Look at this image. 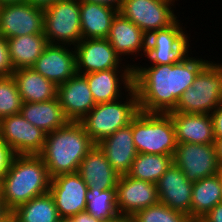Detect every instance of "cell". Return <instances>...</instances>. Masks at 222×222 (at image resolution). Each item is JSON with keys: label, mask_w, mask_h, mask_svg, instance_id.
Listing matches in <instances>:
<instances>
[{"label": "cell", "mask_w": 222, "mask_h": 222, "mask_svg": "<svg viewBox=\"0 0 222 222\" xmlns=\"http://www.w3.org/2000/svg\"><path fill=\"white\" fill-rule=\"evenodd\" d=\"M173 162L191 182L218 174L222 169L216 157L214 143H177Z\"/></svg>", "instance_id": "cell-10"}, {"label": "cell", "mask_w": 222, "mask_h": 222, "mask_svg": "<svg viewBox=\"0 0 222 222\" xmlns=\"http://www.w3.org/2000/svg\"><path fill=\"white\" fill-rule=\"evenodd\" d=\"M210 115L213 122L214 139L222 138V104H219Z\"/></svg>", "instance_id": "cell-36"}, {"label": "cell", "mask_w": 222, "mask_h": 222, "mask_svg": "<svg viewBox=\"0 0 222 222\" xmlns=\"http://www.w3.org/2000/svg\"><path fill=\"white\" fill-rule=\"evenodd\" d=\"M194 182L189 181L173 162L157 181L158 200L167 207L182 212L191 218V199Z\"/></svg>", "instance_id": "cell-18"}, {"label": "cell", "mask_w": 222, "mask_h": 222, "mask_svg": "<svg viewBox=\"0 0 222 222\" xmlns=\"http://www.w3.org/2000/svg\"><path fill=\"white\" fill-rule=\"evenodd\" d=\"M173 163V156L138 153L128 176L156 184Z\"/></svg>", "instance_id": "cell-30"}, {"label": "cell", "mask_w": 222, "mask_h": 222, "mask_svg": "<svg viewBox=\"0 0 222 222\" xmlns=\"http://www.w3.org/2000/svg\"><path fill=\"white\" fill-rule=\"evenodd\" d=\"M132 135L137 153L175 154L176 134L168 114L140 111L132 120Z\"/></svg>", "instance_id": "cell-5"}, {"label": "cell", "mask_w": 222, "mask_h": 222, "mask_svg": "<svg viewBox=\"0 0 222 222\" xmlns=\"http://www.w3.org/2000/svg\"><path fill=\"white\" fill-rule=\"evenodd\" d=\"M107 39L122 59L125 55H136L137 59L138 55L144 57L146 54L147 35L119 12L113 19Z\"/></svg>", "instance_id": "cell-20"}, {"label": "cell", "mask_w": 222, "mask_h": 222, "mask_svg": "<svg viewBox=\"0 0 222 222\" xmlns=\"http://www.w3.org/2000/svg\"><path fill=\"white\" fill-rule=\"evenodd\" d=\"M221 93L222 63L209 60L191 87L182 93L172 112L211 114L221 104Z\"/></svg>", "instance_id": "cell-6"}, {"label": "cell", "mask_w": 222, "mask_h": 222, "mask_svg": "<svg viewBox=\"0 0 222 222\" xmlns=\"http://www.w3.org/2000/svg\"><path fill=\"white\" fill-rule=\"evenodd\" d=\"M44 35L49 44L75 47L82 39L79 0H58L44 8Z\"/></svg>", "instance_id": "cell-7"}, {"label": "cell", "mask_w": 222, "mask_h": 222, "mask_svg": "<svg viewBox=\"0 0 222 222\" xmlns=\"http://www.w3.org/2000/svg\"><path fill=\"white\" fill-rule=\"evenodd\" d=\"M97 145L105 153L107 160L119 175L127 174L138 154L133 141L132 121L128 126L118 129Z\"/></svg>", "instance_id": "cell-23"}, {"label": "cell", "mask_w": 222, "mask_h": 222, "mask_svg": "<svg viewBox=\"0 0 222 222\" xmlns=\"http://www.w3.org/2000/svg\"><path fill=\"white\" fill-rule=\"evenodd\" d=\"M175 1L123 0L119 13L148 36L153 31L169 27L178 19L173 10Z\"/></svg>", "instance_id": "cell-9"}, {"label": "cell", "mask_w": 222, "mask_h": 222, "mask_svg": "<svg viewBox=\"0 0 222 222\" xmlns=\"http://www.w3.org/2000/svg\"><path fill=\"white\" fill-rule=\"evenodd\" d=\"M74 49L76 71L81 75L124 66L133 67L131 63H121L123 59L115 52L107 38L81 39Z\"/></svg>", "instance_id": "cell-14"}, {"label": "cell", "mask_w": 222, "mask_h": 222, "mask_svg": "<svg viewBox=\"0 0 222 222\" xmlns=\"http://www.w3.org/2000/svg\"><path fill=\"white\" fill-rule=\"evenodd\" d=\"M13 71L7 39L0 36V77L11 76Z\"/></svg>", "instance_id": "cell-34"}, {"label": "cell", "mask_w": 222, "mask_h": 222, "mask_svg": "<svg viewBox=\"0 0 222 222\" xmlns=\"http://www.w3.org/2000/svg\"><path fill=\"white\" fill-rule=\"evenodd\" d=\"M14 70L32 67L49 44L44 34H30L7 39Z\"/></svg>", "instance_id": "cell-27"}, {"label": "cell", "mask_w": 222, "mask_h": 222, "mask_svg": "<svg viewBox=\"0 0 222 222\" xmlns=\"http://www.w3.org/2000/svg\"><path fill=\"white\" fill-rule=\"evenodd\" d=\"M44 9L30 3L0 6V36L5 39L44 34Z\"/></svg>", "instance_id": "cell-13"}, {"label": "cell", "mask_w": 222, "mask_h": 222, "mask_svg": "<svg viewBox=\"0 0 222 222\" xmlns=\"http://www.w3.org/2000/svg\"><path fill=\"white\" fill-rule=\"evenodd\" d=\"M0 138L15 155H38L42 151L46 133L18 113L0 120Z\"/></svg>", "instance_id": "cell-12"}, {"label": "cell", "mask_w": 222, "mask_h": 222, "mask_svg": "<svg viewBox=\"0 0 222 222\" xmlns=\"http://www.w3.org/2000/svg\"><path fill=\"white\" fill-rule=\"evenodd\" d=\"M22 2H26V0H0V6L6 4L22 3Z\"/></svg>", "instance_id": "cell-44"}, {"label": "cell", "mask_w": 222, "mask_h": 222, "mask_svg": "<svg viewBox=\"0 0 222 222\" xmlns=\"http://www.w3.org/2000/svg\"><path fill=\"white\" fill-rule=\"evenodd\" d=\"M89 187L76 173L60 174L50 180L49 193L62 220L86 210Z\"/></svg>", "instance_id": "cell-11"}, {"label": "cell", "mask_w": 222, "mask_h": 222, "mask_svg": "<svg viewBox=\"0 0 222 222\" xmlns=\"http://www.w3.org/2000/svg\"><path fill=\"white\" fill-rule=\"evenodd\" d=\"M22 103L15 78L0 77V120L20 113Z\"/></svg>", "instance_id": "cell-32"}, {"label": "cell", "mask_w": 222, "mask_h": 222, "mask_svg": "<svg viewBox=\"0 0 222 222\" xmlns=\"http://www.w3.org/2000/svg\"><path fill=\"white\" fill-rule=\"evenodd\" d=\"M200 222H222V202L217 204L209 212H207L202 218L199 219Z\"/></svg>", "instance_id": "cell-37"}, {"label": "cell", "mask_w": 222, "mask_h": 222, "mask_svg": "<svg viewBox=\"0 0 222 222\" xmlns=\"http://www.w3.org/2000/svg\"><path fill=\"white\" fill-rule=\"evenodd\" d=\"M63 222H103L99 219H96L93 215L88 213L86 210L81 211L79 214L69 218L62 220Z\"/></svg>", "instance_id": "cell-38"}, {"label": "cell", "mask_w": 222, "mask_h": 222, "mask_svg": "<svg viewBox=\"0 0 222 222\" xmlns=\"http://www.w3.org/2000/svg\"><path fill=\"white\" fill-rule=\"evenodd\" d=\"M16 222H61L53 197L49 192L34 197L12 211Z\"/></svg>", "instance_id": "cell-29"}, {"label": "cell", "mask_w": 222, "mask_h": 222, "mask_svg": "<svg viewBox=\"0 0 222 222\" xmlns=\"http://www.w3.org/2000/svg\"><path fill=\"white\" fill-rule=\"evenodd\" d=\"M86 211L103 222L117 216L116 189L89 188Z\"/></svg>", "instance_id": "cell-31"}, {"label": "cell", "mask_w": 222, "mask_h": 222, "mask_svg": "<svg viewBox=\"0 0 222 222\" xmlns=\"http://www.w3.org/2000/svg\"><path fill=\"white\" fill-rule=\"evenodd\" d=\"M14 156L12 149L0 138V179L9 169Z\"/></svg>", "instance_id": "cell-35"}, {"label": "cell", "mask_w": 222, "mask_h": 222, "mask_svg": "<svg viewBox=\"0 0 222 222\" xmlns=\"http://www.w3.org/2000/svg\"><path fill=\"white\" fill-rule=\"evenodd\" d=\"M222 202L220 172L194 182L191 199V219L195 222Z\"/></svg>", "instance_id": "cell-28"}, {"label": "cell", "mask_w": 222, "mask_h": 222, "mask_svg": "<svg viewBox=\"0 0 222 222\" xmlns=\"http://www.w3.org/2000/svg\"><path fill=\"white\" fill-rule=\"evenodd\" d=\"M50 180L39 155H15L0 179V196L12 212L34 197L49 192Z\"/></svg>", "instance_id": "cell-2"}, {"label": "cell", "mask_w": 222, "mask_h": 222, "mask_svg": "<svg viewBox=\"0 0 222 222\" xmlns=\"http://www.w3.org/2000/svg\"><path fill=\"white\" fill-rule=\"evenodd\" d=\"M181 25L177 19L169 27L151 32L147 36L145 60L157 65L174 64L190 55V37Z\"/></svg>", "instance_id": "cell-8"}, {"label": "cell", "mask_w": 222, "mask_h": 222, "mask_svg": "<svg viewBox=\"0 0 222 222\" xmlns=\"http://www.w3.org/2000/svg\"><path fill=\"white\" fill-rule=\"evenodd\" d=\"M209 61L189 55L179 63L133 64V88L140 111L145 113L172 112L182 93L191 87L199 71ZM148 66V67H147Z\"/></svg>", "instance_id": "cell-1"}, {"label": "cell", "mask_w": 222, "mask_h": 222, "mask_svg": "<svg viewBox=\"0 0 222 222\" xmlns=\"http://www.w3.org/2000/svg\"><path fill=\"white\" fill-rule=\"evenodd\" d=\"M69 47L48 44L32 68L56 86L65 83L77 73L75 49Z\"/></svg>", "instance_id": "cell-17"}, {"label": "cell", "mask_w": 222, "mask_h": 222, "mask_svg": "<svg viewBox=\"0 0 222 222\" xmlns=\"http://www.w3.org/2000/svg\"><path fill=\"white\" fill-rule=\"evenodd\" d=\"M95 144L80 122L67 125L46 134L42 151L50 178L60 174L76 173L81 161Z\"/></svg>", "instance_id": "cell-3"}, {"label": "cell", "mask_w": 222, "mask_h": 222, "mask_svg": "<svg viewBox=\"0 0 222 222\" xmlns=\"http://www.w3.org/2000/svg\"><path fill=\"white\" fill-rule=\"evenodd\" d=\"M20 113L27 121L46 134L70 122L64 114L58 97L45 102L22 103Z\"/></svg>", "instance_id": "cell-24"}, {"label": "cell", "mask_w": 222, "mask_h": 222, "mask_svg": "<svg viewBox=\"0 0 222 222\" xmlns=\"http://www.w3.org/2000/svg\"><path fill=\"white\" fill-rule=\"evenodd\" d=\"M123 98L98 103L79 122L83 125L92 142L97 145L106 137L111 136L118 129L128 126L140 112L138 97L134 88Z\"/></svg>", "instance_id": "cell-4"}, {"label": "cell", "mask_w": 222, "mask_h": 222, "mask_svg": "<svg viewBox=\"0 0 222 222\" xmlns=\"http://www.w3.org/2000/svg\"><path fill=\"white\" fill-rule=\"evenodd\" d=\"M220 184H221V191H222V169L220 170Z\"/></svg>", "instance_id": "cell-46"}, {"label": "cell", "mask_w": 222, "mask_h": 222, "mask_svg": "<svg viewBox=\"0 0 222 222\" xmlns=\"http://www.w3.org/2000/svg\"><path fill=\"white\" fill-rule=\"evenodd\" d=\"M104 222H136V221L134 216L118 214L114 218L106 220Z\"/></svg>", "instance_id": "cell-43"}, {"label": "cell", "mask_w": 222, "mask_h": 222, "mask_svg": "<svg viewBox=\"0 0 222 222\" xmlns=\"http://www.w3.org/2000/svg\"><path fill=\"white\" fill-rule=\"evenodd\" d=\"M56 1H58V0H26L27 3H30L36 7H41L43 9L52 5Z\"/></svg>", "instance_id": "cell-41"}, {"label": "cell", "mask_w": 222, "mask_h": 222, "mask_svg": "<svg viewBox=\"0 0 222 222\" xmlns=\"http://www.w3.org/2000/svg\"><path fill=\"white\" fill-rule=\"evenodd\" d=\"M118 12L104 4L80 1L82 39L107 38Z\"/></svg>", "instance_id": "cell-25"}, {"label": "cell", "mask_w": 222, "mask_h": 222, "mask_svg": "<svg viewBox=\"0 0 222 222\" xmlns=\"http://www.w3.org/2000/svg\"><path fill=\"white\" fill-rule=\"evenodd\" d=\"M159 202L156 184L120 175L116 185L117 211L121 215L134 216L141 209Z\"/></svg>", "instance_id": "cell-15"}, {"label": "cell", "mask_w": 222, "mask_h": 222, "mask_svg": "<svg viewBox=\"0 0 222 222\" xmlns=\"http://www.w3.org/2000/svg\"><path fill=\"white\" fill-rule=\"evenodd\" d=\"M214 147L218 163L222 167V138H217L214 140Z\"/></svg>", "instance_id": "cell-42"}, {"label": "cell", "mask_w": 222, "mask_h": 222, "mask_svg": "<svg viewBox=\"0 0 222 222\" xmlns=\"http://www.w3.org/2000/svg\"><path fill=\"white\" fill-rule=\"evenodd\" d=\"M174 124L177 143H214L213 122L210 114L167 113Z\"/></svg>", "instance_id": "cell-22"}, {"label": "cell", "mask_w": 222, "mask_h": 222, "mask_svg": "<svg viewBox=\"0 0 222 222\" xmlns=\"http://www.w3.org/2000/svg\"><path fill=\"white\" fill-rule=\"evenodd\" d=\"M57 97L69 121L79 122L96 106L87 79L78 73L57 86Z\"/></svg>", "instance_id": "cell-19"}, {"label": "cell", "mask_w": 222, "mask_h": 222, "mask_svg": "<svg viewBox=\"0 0 222 222\" xmlns=\"http://www.w3.org/2000/svg\"><path fill=\"white\" fill-rule=\"evenodd\" d=\"M11 215L12 212L7 208L0 196V222H5Z\"/></svg>", "instance_id": "cell-40"}, {"label": "cell", "mask_w": 222, "mask_h": 222, "mask_svg": "<svg viewBox=\"0 0 222 222\" xmlns=\"http://www.w3.org/2000/svg\"><path fill=\"white\" fill-rule=\"evenodd\" d=\"M12 76L23 103L45 102L57 97V86L32 67L16 69Z\"/></svg>", "instance_id": "cell-26"}, {"label": "cell", "mask_w": 222, "mask_h": 222, "mask_svg": "<svg viewBox=\"0 0 222 222\" xmlns=\"http://www.w3.org/2000/svg\"><path fill=\"white\" fill-rule=\"evenodd\" d=\"M77 173L89 188L101 190L116 189L120 177L98 145H94L86 154Z\"/></svg>", "instance_id": "cell-21"}, {"label": "cell", "mask_w": 222, "mask_h": 222, "mask_svg": "<svg viewBox=\"0 0 222 222\" xmlns=\"http://www.w3.org/2000/svg\"><path fill=\"white\" fill-rule=\"evenodd\" d=\"M136 222H194L190 216L158 202L134 215Z\"/></svg>", "instance_id": "cell-33"}, {"label": "cell", "mask_w": 222, "mask_h": 222, "mask_svg": "<svg viewBox=\"0 0 222 222\" xmlns=\"http://www.w3.org/2000/svg\"><path fill=\"white\" fill-rule=\"evenodd\" d=\"M83 2H90V3H100L104 4L110 7H113L114 9L119 10L121 8L123 0H79Z\"/></svg>", "instance_id": "cell-39"}, {"label": "cell", "mask_w": 222, "mask_h": 222, "mask_svg": "<svg viewBox=\"0 0 222 222\" xmlns=\"http://www.w3.org/2000/svg\"><path fill=\"white\" fill-rule=\"evenodd\" d=\"M5 222H16V221L13 220L12 215H11Z\"/></svg>", "instance_id": "cell-45"}, {"label": "cell", "mask_w": 222, "mask_h": 222, "mask_svg": "<svg viewBox=\"0 0 222 222\" xmlns=\"http://www.w3.org/2000/svg\"><path fill=\"white\" fill-rule=\"evenodd\" d=\"M119 69L113 68L83 75L87 79L96 104L123 98L125 94L122 90L125 89L126 93L133 88V67L125 66Z\"/></svg>", "instance_id": "cell-16"}]
</instances>
